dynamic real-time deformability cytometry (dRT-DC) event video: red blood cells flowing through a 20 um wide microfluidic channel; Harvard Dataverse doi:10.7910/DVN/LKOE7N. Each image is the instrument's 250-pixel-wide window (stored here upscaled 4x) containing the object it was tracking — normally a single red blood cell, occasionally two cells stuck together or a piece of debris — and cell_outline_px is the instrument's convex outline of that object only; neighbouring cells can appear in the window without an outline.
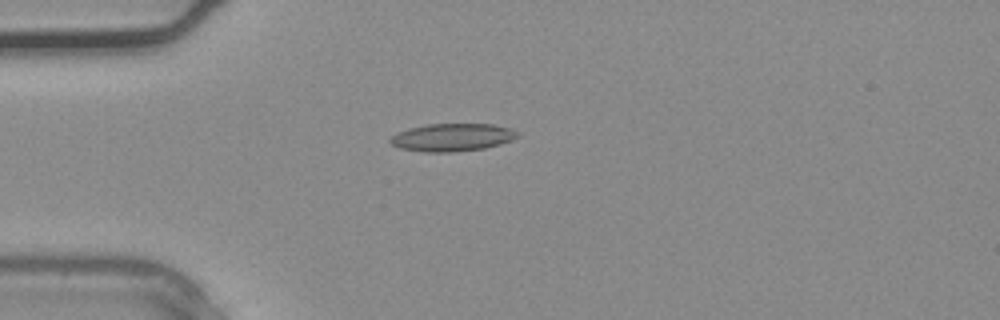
{"species": "common noctule bat (a hibernating species)", "species_latin": "Nyctalus noctula", "temperature_condition": "warm", "stored_images_in_passage": 27, "camera_frame_rate_fps": 3000, "um_per_image_px": 0.085, "animal": {"sex": "male", "body_mass_g": 20.4}, "frame": {"image": 1, "passage_image": 1, "time_ms": 0.0, "image_size_px": [1000, 320], "cell_outline_px": [[520, 136], [500, 144], [484, 148], [456, 152], [424, 152], [400, 148], [392, 144], [388, 140], [396, 132], [408, 128], [428, 124], [492, 124], [508, 128], [520, 132]], "centroid_in_image_um": [38.42, 11.67], "position_along_channel_um": 46.6, "area_um2": 20.63}}